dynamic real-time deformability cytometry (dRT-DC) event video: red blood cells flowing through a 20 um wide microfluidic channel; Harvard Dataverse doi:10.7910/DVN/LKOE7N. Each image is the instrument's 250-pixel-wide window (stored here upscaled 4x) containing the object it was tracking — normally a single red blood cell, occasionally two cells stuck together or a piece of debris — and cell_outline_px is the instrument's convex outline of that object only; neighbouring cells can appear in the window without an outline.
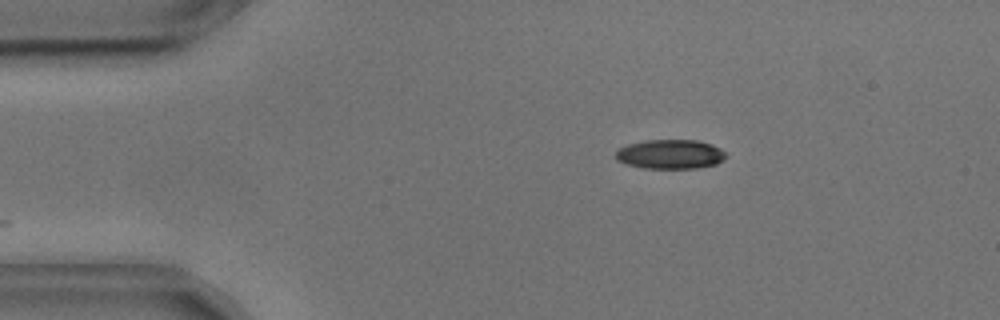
{"species": "common noctule bat (a hibernating species)", "species_latin": "Nyctalus noctula", "temperature_condition": "cold", "stored_images_in_passage": 46, "camera_frame_rate_fps": 3000, "um_per_image_px": 0.085, "animal": {"sex": "male", "body_mass_g": 17.9, "forearm_length_mm": 54.2}, "frame": {"image": 1, "passage_image": 1, "time_ms": 0.0, "image_size_px": [1000, 320], "cell_outline_px": [[728, 156], [716, 164], [696, 168], [644, 168], [624, 164], [616, 160], [616, 152], [620, 148], [628, 144], [644, 140], [696, 140], [712, 144], [720, 148]], "centroid_in_image_um": [56.97, 13.11], "position_along_channel_um": 28.0, "area_um2": 18.9}}
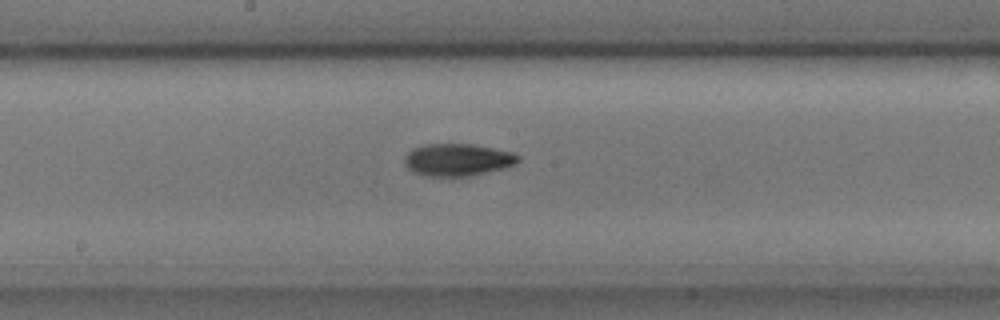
{"frame": {"image": 2, "passage_image": 20, "time_ms": 6.333, "image_size_px": [1000, 320], "cell_outline_px": [[520, 160], [516, 164], [504, 168], [468, 176], [424, 176], [412, 172], [404, 164], [404, 156], [412, 148], [424, 144], [472, 144], [512, 152], [520, 156]], "centroid_in_image_um": [38.86, 13.58], "position_along_channel_um": 209.3, "area_um2": 21.5}}
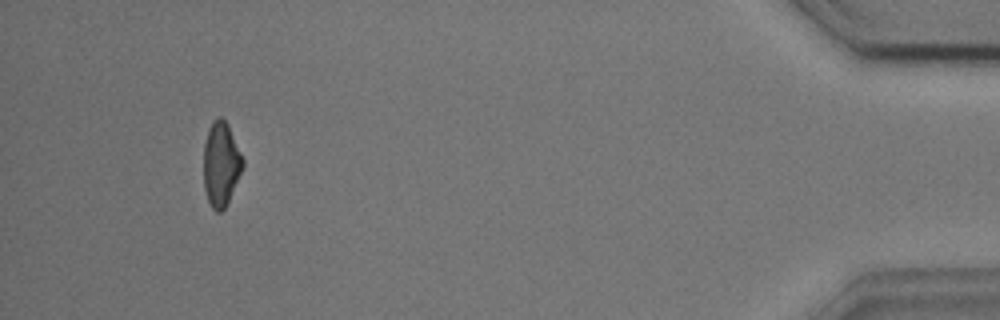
{"frame": {"image": 3, "passage_image": 43, "time_ms": 14.0, "image_size_px": [1000, 320], "cell_outline_px": [[244, 168], [224, 208], [220, 212], [216, 212], [212, 208], [208, 200], [204, 188], [204, 144], [208, 128], [212, 120], [220, 116], [228, 124], [244, 160]], "centroid_in_image_um": [18.78, 13.92], "position_along_channel_um": 416.4, "area_um2": 19.25}, "authors_computed_cell_mechanics": {"area_um2": 20.0566, "velocity_mm_per_s": 3.6439, "shape_relaxation_time_tau1_ms": 6.1181, "shape_relaxation_time_tau2_ms": 4.8888, "deformation_change_tau1": 0.1637, "deformation_change_tau2": 0.117}}